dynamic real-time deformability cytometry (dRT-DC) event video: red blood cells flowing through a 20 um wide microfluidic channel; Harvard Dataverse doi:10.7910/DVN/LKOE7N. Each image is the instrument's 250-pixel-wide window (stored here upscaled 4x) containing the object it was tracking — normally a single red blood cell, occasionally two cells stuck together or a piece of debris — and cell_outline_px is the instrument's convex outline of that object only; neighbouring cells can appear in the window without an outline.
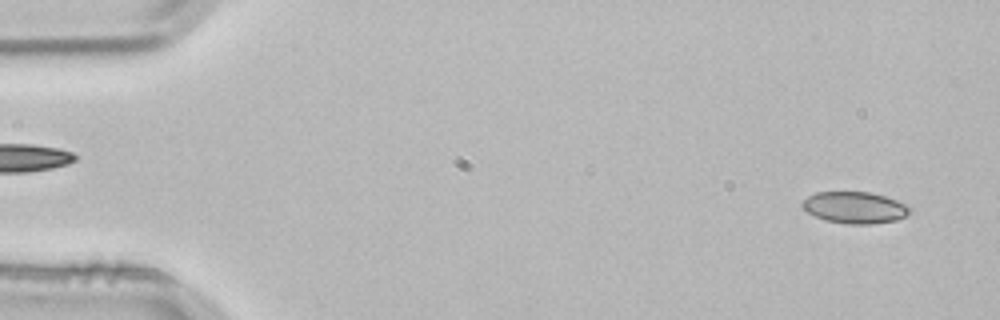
{"species": "common noctule bat (a hibernating species)", "species_latin": "Nyctalus noctula", "temperature_condition": "room temperature", "stored_images_in_passage": 3, "camera_frame_rate_fps": 3000, "um_per_image_px": 0.085, "animal": {"sex": "male", "body_mass_g": 21.5, "forearm_length_mm": 52.0}, "frame": {"image": 1, "passage_image": 3, "time_ms": 0.667, "image_size_px": [1000, 320], "cell_outline_px": [[912, 208], [904, 216], [896, 220], [872, 224], [848, 224], [824, 220], [808, 212], [800, 204], [808, 196], [816, 192], [868, 192], [884, 196], [896, 200]], "centroid_in_image_um": [72.63, 17.64], "position_along_channel_um": 12.4, "area_um2": 19.59}}